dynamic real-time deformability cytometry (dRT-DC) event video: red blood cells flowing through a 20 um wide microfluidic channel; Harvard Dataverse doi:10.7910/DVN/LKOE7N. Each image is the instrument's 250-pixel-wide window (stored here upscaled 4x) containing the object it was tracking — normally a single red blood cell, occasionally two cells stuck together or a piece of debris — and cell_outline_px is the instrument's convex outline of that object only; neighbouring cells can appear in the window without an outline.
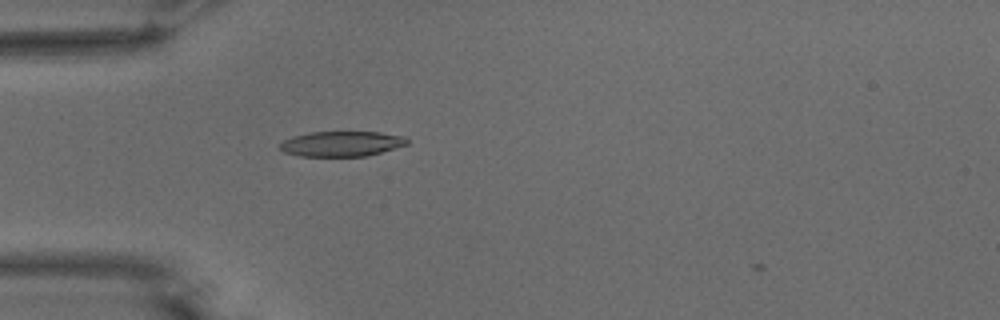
{"species": "common noctule bat (a hibernating species)", "species_latin": "Nyctalus noctula", "temperature_condition": "warm", "stored_images_in_passage": 40, "camera_frame_rate_fps": 3000, "um_per_image_px": 0.085, "animal": {"sex": "male", "body_mass_g": 15.6}, "frame": {"image": 1, "passage_image": 1, "time_ms": 0.0, "image_size_px": [1000, 320], "cell_outline_px": [[408, 144], [368, 156], [300, 156], [284, 152], [276, 148], [284, 140], [292, 136], [308, 132], [380, 132], [404, 136], [408, 140]], "centroid_in_image_um": [29.0, 12.22], "position_along_channel_um": 56.0, "area_um2": 18.79}}
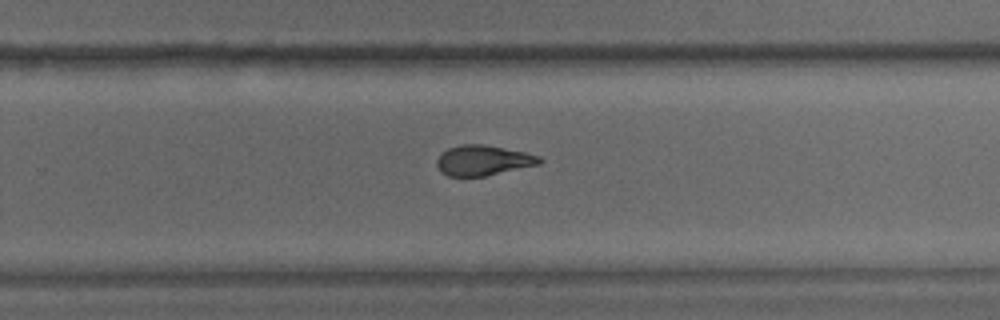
{"frame": {"image": 2, "passage_image": 20, "time_ms": 6.333, "image_size_px": [1000, 320], "cell_outline_px": [[544, 160], [540, 164], [484, 176], [448, 176], [440, 172], [436, 164], [436, 160], [440, 152], [448, 148], [460, 144], [484, 144], [524, 152], [540, 156]], "centroid_in_image_um": [41.03, 13.62], "position_along_channel_um": 288.8, "area_um2": 18.21}}
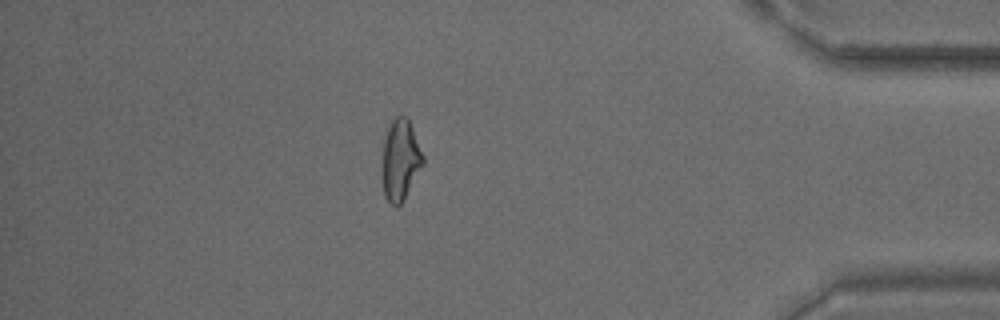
{"frame": {"image": 3, "passage_image": 32, "time_ms": 10.333, "image_size_px": [1000, 320], "cell_outline_px": [[424, 164], [404, 200], [396, 208], [384, 196], [380, 176], [384, 140], [388, 124], [396, 116], [404, 116], [408, 120], [412, 128], [424, 156]], "centroid_in_image_um": [34.0, 13.64], "position_along_channel_um": 401.2, "area_um2": 19.65}, "authors_computed_cell_mechanics": {"area_um2": 18.9006, "velocity_mm_per_s": 3.7617, "shape_relaxation_time_tau1_ms": 5.7745, "shape_relaxation_time_tau2_ms": 2.4746, "deformation_change_tau1": 0.1984, "deformation_change_tau2": 0.1028}}